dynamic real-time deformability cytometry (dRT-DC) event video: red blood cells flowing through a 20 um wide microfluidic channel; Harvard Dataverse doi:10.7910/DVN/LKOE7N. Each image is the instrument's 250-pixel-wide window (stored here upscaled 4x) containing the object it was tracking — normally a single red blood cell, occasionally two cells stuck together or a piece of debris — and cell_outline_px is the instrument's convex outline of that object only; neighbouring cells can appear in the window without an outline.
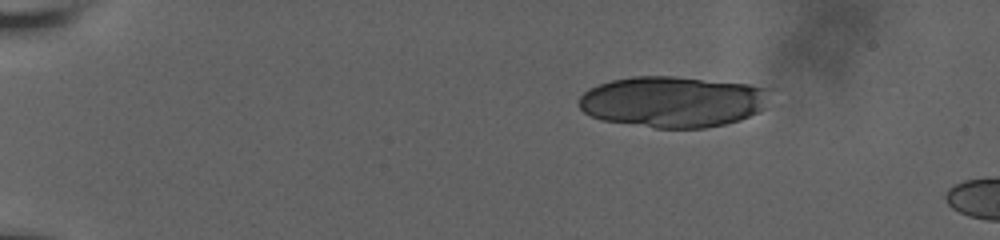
{"species": "human", "species_latin": "Homo sapiens", "temperature_condition": "room temperature", "stored_images_in_passage": 4, "camera_frame_rate_fps": 3000, "um_per_image_px": 0.085, "donor": {"sex": "male"}, "frame": {"image": 1, "passage_image": 1, "time_ms": 0.0, "image_size_px": [1000, 240], "cell_outline_px": [[768, 88], [764, 108], [760, 112], [740, 120], [724, 124], [704, 128], [656, 128], [600, 120], [584, 112], [580, 108], [580, 96], [588, 88], [612, 80], [632, 76], [676, 76], [748, 84]], "centroid_in_image_um": [57.17, 8.65], "position_along_channel_um": 27.8, "area_um2": 56.88}}